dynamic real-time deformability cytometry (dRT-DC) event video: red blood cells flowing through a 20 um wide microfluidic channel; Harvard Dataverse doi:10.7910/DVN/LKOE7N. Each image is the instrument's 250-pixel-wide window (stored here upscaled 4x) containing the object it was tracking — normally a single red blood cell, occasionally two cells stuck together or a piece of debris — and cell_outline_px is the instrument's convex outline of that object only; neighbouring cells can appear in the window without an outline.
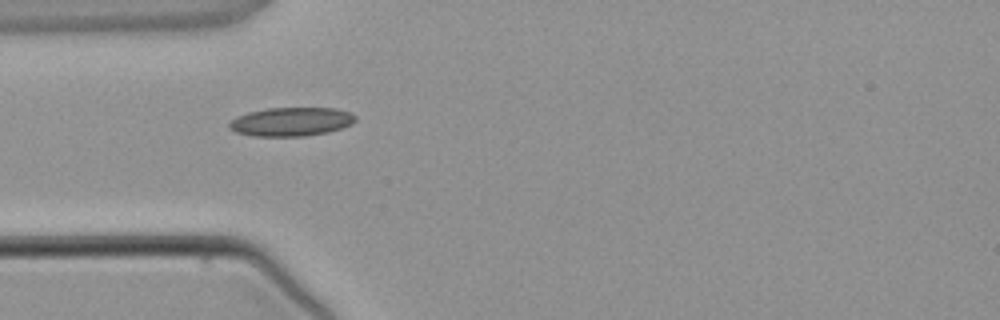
{"species": "common noctule bat (a hibernating species)", "species_latin": "Nyctalus noctula", "temperature_condition": "warm", "stored_images_in_passage": 2, "camera_frame_rate_fps": 3000, "um_per_image_px": 0.085, "animal": {"sex": "male", "body_mass_g": 21.5, "forearm_length_mm": 52.0}, "frame": {"image": 1, "passage_image": 1, "time_ms": 0.0, "image_size_px": [1000, 320], "cell_outline_px": [[356, 120], [352, 124], [328, 132], [304, 136], [252, 136], [236, 132], [228, 128], [228, 124], [236, 116], [248, 112], [268, 108], [336, 108], [352, 112], [356, 116]], "centroid_in_image_um": [24.76, 10.34], "position_along_channel_um": 60.2, "area_um2": 21.27}}
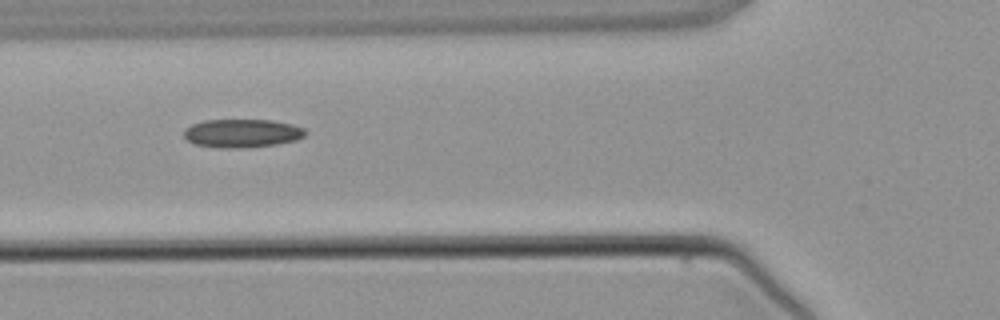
{"frame": {"image": 2, "passage_image": 2, "time_ms": 1.0, "image_size_px": [1000, 320], "cell_outline_px": [[308, 132], [304, 136], [296, 140], [276, 144], [240, 148], [224, 148], [196, 144], [188, 140], [184, 136], [184, 128], [192, 124], [204, 120], [272, 120], [292, 124], [304, 128]], "centroid_in_image_um": [20.59, 11.32], "position_along_channel_um": 105.2, "area_um2": 20.06}}